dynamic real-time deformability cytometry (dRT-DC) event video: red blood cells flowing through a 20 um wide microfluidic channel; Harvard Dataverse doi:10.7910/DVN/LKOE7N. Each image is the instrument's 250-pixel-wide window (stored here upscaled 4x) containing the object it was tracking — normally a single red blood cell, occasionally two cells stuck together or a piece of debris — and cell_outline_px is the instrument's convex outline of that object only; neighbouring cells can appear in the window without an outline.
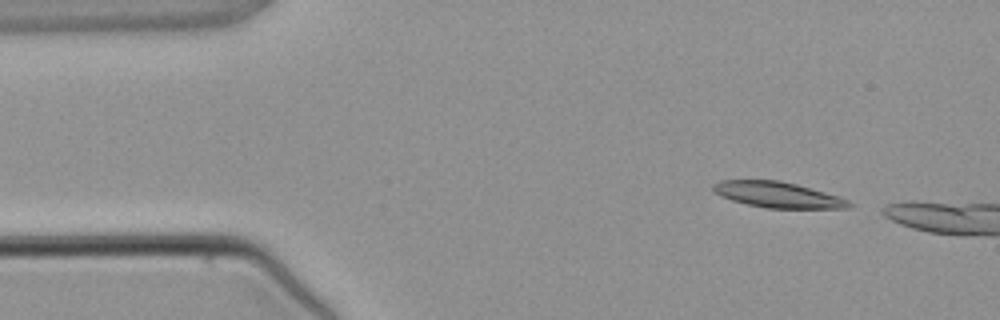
{"species": "common noctule bat (a hibernating species)", "species_latin": "Nyctalus noctula", "temperature_condition": "warm", "stored_images_in_passage": 6, "camera_frame_rate_fps": 3000, "um_per_image_px": 0.085, "animal": {"sex": "male", "body_mass_g": 21.5, "forearm_length_mm": 52.0}, "frame": {"image": 1, "passage_image": 1, "time_ms": 0.0, "image_size_px": [1000, 320], "cell_outline_px": [[852, 204], [848, 208], [764, 208], [732, 200], [720, 196], [712, 192], [712, 184], [720, 180], [780, 180], [796, 184], [824, 192], [848, 200]], "centroid_in_image_um": [66.03, 16.55], "position_along_channel_um": 19.0, "area_um2": 20.29}}